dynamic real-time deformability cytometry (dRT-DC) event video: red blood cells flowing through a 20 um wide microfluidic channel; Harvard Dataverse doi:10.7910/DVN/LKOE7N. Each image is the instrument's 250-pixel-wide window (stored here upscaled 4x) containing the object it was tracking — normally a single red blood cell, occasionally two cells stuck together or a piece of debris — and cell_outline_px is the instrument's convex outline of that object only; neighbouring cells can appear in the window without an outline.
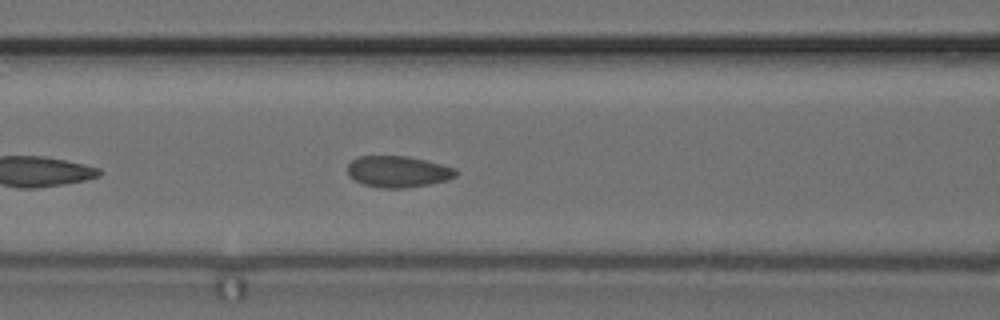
{"species": "common noctule bat (a hibernating species)", "species_latin": "Nyctalus noctula", "temperature_condition": "cold", "stored_images_in_passage": 32, "camera_frame_rate_fps": 3000, "um_per_image_px": 0.085, "animal": {"sex": "female", "body_mass_g": 24.6, "forearm_length_mm": 56.2}, "frame": {"image": 1, "passage_image": 5, "time_ms": 1.333, "image_size_px": [1000, 320], "cell_outline_px": [[456, 176], [448, 180], [428, 184], [404, 188], [380, 188], [364, 184], [348, 176], [348, 164], [356, 156], [408, 156], [428, 160], [456, 168]], "centroid_in_image_um": [33.83, 14.57], "position_along_channel_um": 132.8, "area_um2": 19.88}}